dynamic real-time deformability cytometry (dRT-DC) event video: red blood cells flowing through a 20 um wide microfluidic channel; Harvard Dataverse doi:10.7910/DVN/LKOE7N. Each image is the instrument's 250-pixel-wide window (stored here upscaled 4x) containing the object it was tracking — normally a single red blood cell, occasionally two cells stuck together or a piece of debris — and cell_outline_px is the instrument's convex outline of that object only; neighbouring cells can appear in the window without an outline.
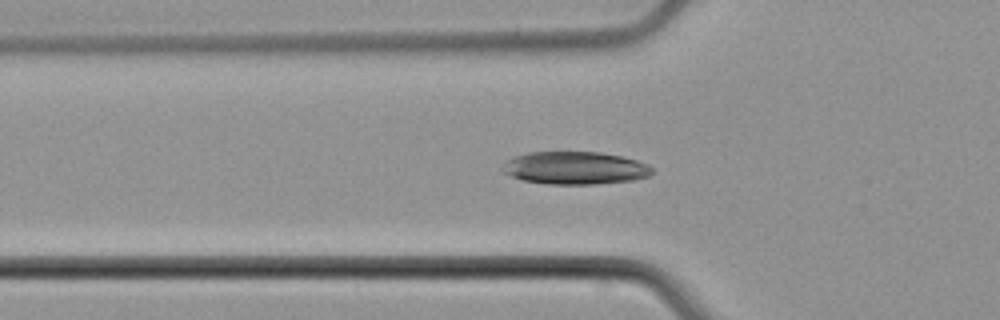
{"species": "common noctule bat (a hibernating species)", "species_latin": "Nyctalus noctula", "temperature_condition": "cold", "stored_images_in_passage": 42, "camera_frame_rate_fps": 3000, "um_per_image_px": 0.085, "animal": {"sex": "male", "body_mass_g": 21.5, "forearm_length_mm": 52.0}, "frame": {"image": 1, "passage_image": 16, "time_ms": 5.0, "image_size_px": [1000, 320], "cell_outline_px": [[652, 172], [648, 176], [632, 180], [596, 184], [548, 184], [524, 180], [500, 172], [500, 168], [504, 160], [528, 152], [600, 152], [620, 156], [636, 160], [648, 164], [652, 168]], "centroid_in_image_um": [48.82, 14.27], "position_along_channel_um": 77.0, "area_um2": 28.61}}
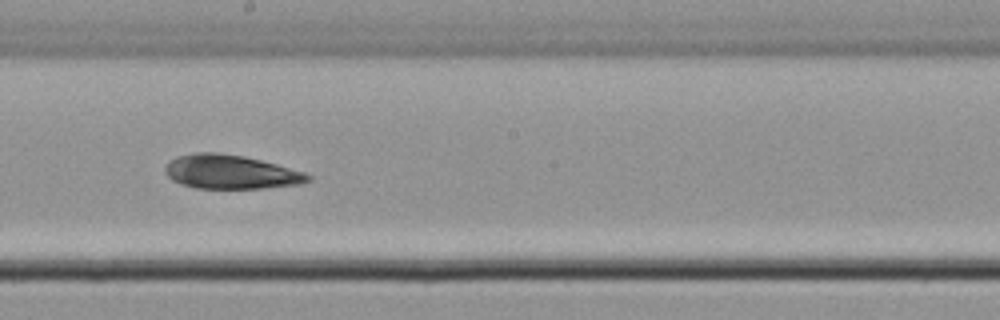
{"frame": {"image": 2, "passage_image": 27, "time_ms": 8.667, "image_size_px": [1000, 320], "cell_outline_px": [[312, 180], [300, 184], [264, 188], [196, 188], [180, 184], [172, 180], [164, 172], [164, 168], [168, 160], [176, 156], [196, 152], [216, 152], [244, 156], [276, 164], [304, 172], [312, 176]], "centroid_in_image_um": [19.57, 14.61], "position_along_channel_um": 228.6, "area_um2": 28.44}}
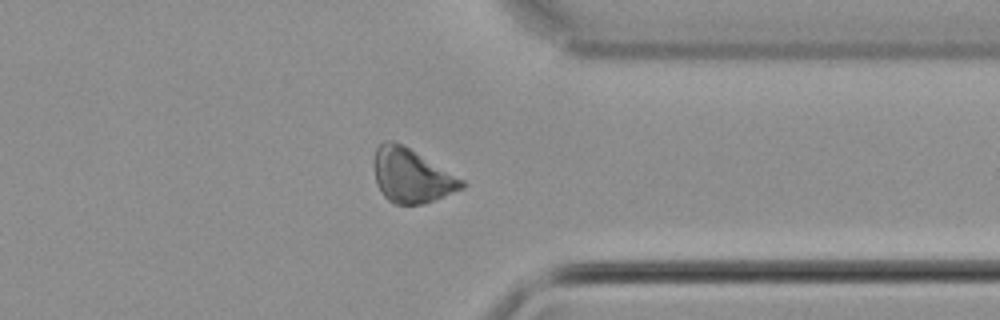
{"frame": {"image": 3, "passage_image": 38, "time_ms": 12.333, "image_size_px": [1000, 320], "cell_outline_px": [[468, 184], [464, 188], [424, 204], [396, 204], [388, 200], [380, 192], [376, 184], [376, 148], [384, 140], [388, 140], [400, 144], [408, 148], [464, 180]], "centroid_in_image_um": [35.0, 14.97], "position_along_channel_um": 376.4, "area_um2": 26.99}}